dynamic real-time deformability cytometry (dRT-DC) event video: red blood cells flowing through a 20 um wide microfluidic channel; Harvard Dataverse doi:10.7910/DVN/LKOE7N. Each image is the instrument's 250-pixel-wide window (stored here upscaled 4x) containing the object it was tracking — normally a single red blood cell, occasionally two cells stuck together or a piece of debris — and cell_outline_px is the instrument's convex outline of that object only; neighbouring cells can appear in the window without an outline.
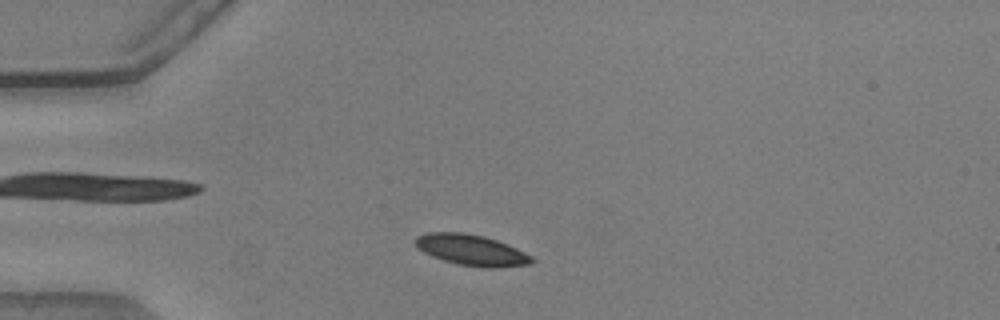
{"species": "common noctule bat (a hibernating species)", "species_latin": "Nyctalus noctula", "temperature_condition": "warm", "stored_images_in_passage": 42, "camera_frame_rate_fps": 3000, "um_per_image_px": 0.085, "animal": {"sex": "male", "body_mass_g": 20.5, "forearm_length_mm": 52.5}, "frame": {"image": 1, "passage_image": 3, "time_ms": 0.667, "image_size_px": [1000, 320], "cell_outline_px": [[536, 260], [532, 264], [496, 268], [484, 268], [460, 264], [444, 260], [432, 256], [424, 252], [416, 244], [416, 236], [428, 232], [464, 232], [484, 236], [496, 240], [516, 248], [532, 256]], "centroid_in_image_um": [40.12, 21.26], "position_along_channel_um": 44.9, "area_um2": 20.87}}
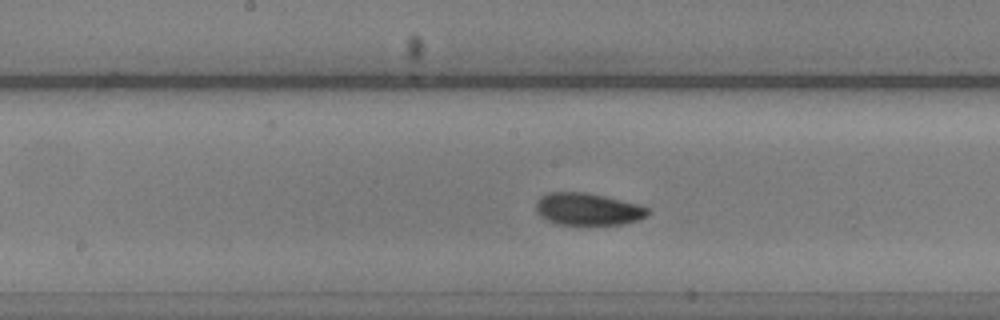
{"frame": {"image": 2, "passage_image": 17, "time_ms": 5.333, "image_size_px": [1000, 320], "cell_outline_px": [[648, 212], [644, 216], [636, 220], [620, 224], [556, 224], [540, 216], [536, 212], [536, 200], [540, 196], [548, 192], [588, 192], [640, 204], [648, 208]], "centroid_in_image_um": [49.91, 17.75], "position_along_channel_um": 198.3, "area_um2": 20.92}}
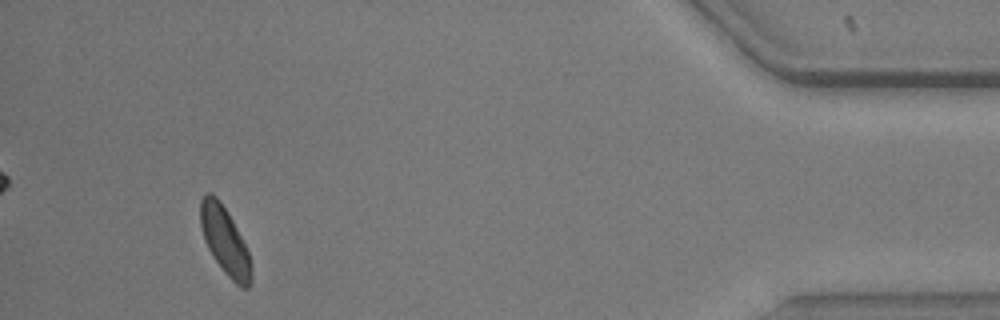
{"frame": {"image": 3, "passage_image": 39, "time_ms": 12.667, "image_size_px": [1000, 320], "cell_outline_px": [[252, 280], [248, 288], [244, 288], [236, 284], [224, 272], [212, 256], [204, 240], [200, 224], [200, 200], [204, 192], [212, 192], [216, 196], [228, 212], [248, 252], [252, 268]], "centroid_in_image_um": [19.09, 20.45], "position_along_channel_um": 416.1, "area_um2": 20.0}, "authors_computed_cell_mechanics": {"area_um2": 20.5479, "velocity_mm_per_s": 3.8106, "shape_relaxation_time_tau1_ms": 2.0165, "shape_relaxation_time_tau2_ms": null, "deformation_change_tau1": 0.0743, "deformation_change_tau2": null}}